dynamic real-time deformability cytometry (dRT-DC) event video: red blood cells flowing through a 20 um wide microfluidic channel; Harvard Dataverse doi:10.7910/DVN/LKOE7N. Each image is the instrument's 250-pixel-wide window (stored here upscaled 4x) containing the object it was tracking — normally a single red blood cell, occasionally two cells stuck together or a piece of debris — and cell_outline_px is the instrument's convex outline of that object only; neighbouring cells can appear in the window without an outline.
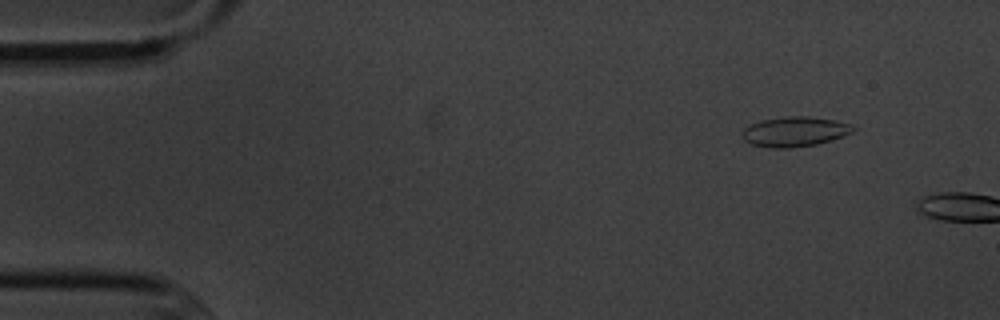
{"species": "common noctule bat (a hibernating species)", "species_latin": "Nyctalus noctula", "temperature_condition": "cold", "stored_images_in_passage": 3, "camera_frame_rate_fps": 3000, "um_per_image_px": 0.085, "animal": {"sex": "male", "body_mass_g": 20.1, "forearm_length_mm": 53.5}, "frame": {"image": 1, "passage_image": 2, "time_ms": 1.0, "image_size_px": [1000, 320], "cell_outline_px": [[856, 128], [852, 132], [844, 136], [816, 144], [788, 148], [772, 148], [752, 144], [744, 140], [740, 132], [744, 128], [760, 120], [784, 116], [808, 116], [836, 120], [852, 124]], "centroid_in_image_um": [67.55, 11.18], "position_along_channel_um": 17.4, "area_um2": 19.42}}